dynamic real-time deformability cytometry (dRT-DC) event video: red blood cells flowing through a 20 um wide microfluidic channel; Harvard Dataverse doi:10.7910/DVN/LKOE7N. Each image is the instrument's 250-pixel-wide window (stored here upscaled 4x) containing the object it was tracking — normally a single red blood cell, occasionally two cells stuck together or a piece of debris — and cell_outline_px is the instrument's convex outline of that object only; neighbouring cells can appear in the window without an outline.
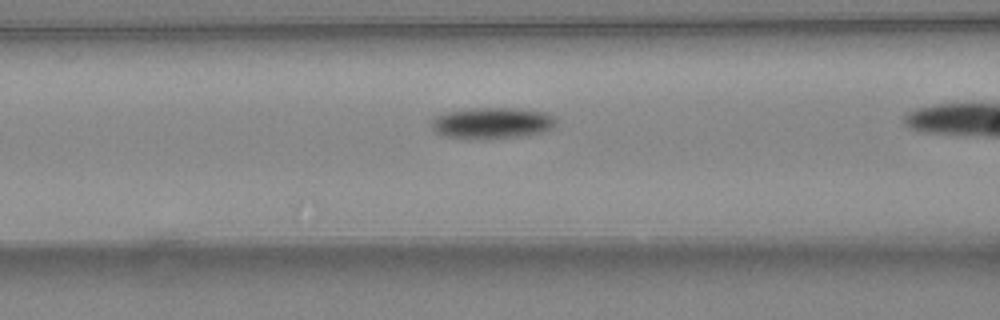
{"species": "common noctule bat (a hibernating species)", "species_latin": "Nyctalus noctula", "temperature_condition": "warm", "stored_images_in_passage": 35, "camera_frame_rate_fps": 3000, "um_per_image_px": 0.085, "animal": {"sex": "female", "body_mass_g": 24.6, "forearm_length_mm": 56.2}, "frame": {"image": 1, "passage_image": 17, "time_ms": 5.333, "image_size_px": [1000, 320], "cell_outline_px": [[556, 120], [552, 128], [540, 132], [520, 136], [440, 136], [432, 128], [432, 120], [436, 116], [444, 112], [472, 108], [516, 108], [544, 112], [552, 116]], "centroid_in_image_um": [41.81, 10.4], "position_along_channel_um": 124.8, "area_um2": 21.62}}
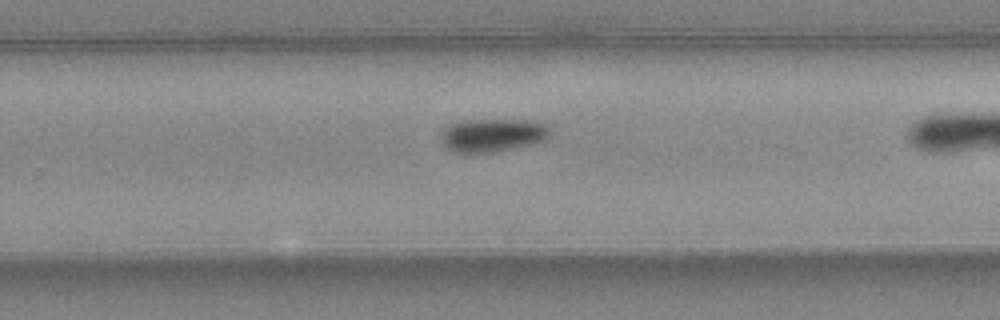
{"frame": {"image": 2, "passage_image": 28, "time_ms": 9.0, "image_size_px": [1000, 320], "cell_outline_px": [[552, 136], [548, 140], [532, 144], [496, 152], [468, 156], [452, 152], [440, 140], [440, 132], [448, 124], [460, 120], [536, 120], [548, 124], [552, 128]], "centroid_in_image_um": [41.89, 11.51], "position_along_channel_um": 287.9, "area_um2": 22.43}}
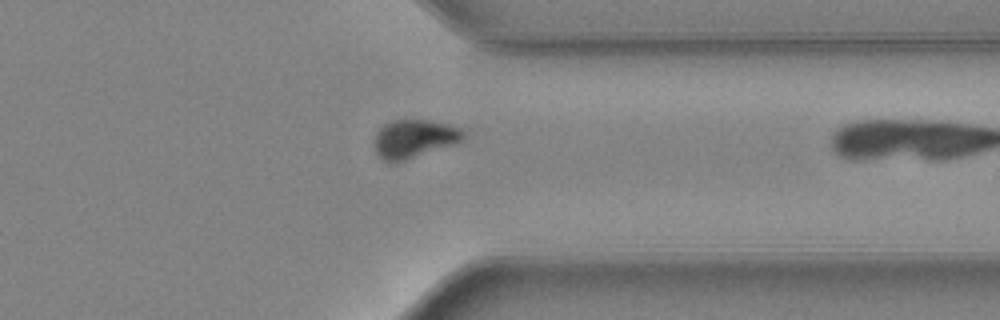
{"frame": {"image": 3, "passage_image": 34, "time_ms": 11.0, "image_size_px": [1000, 320], "cell_outline_px": [[464, 140], [456, 144], [396, 164], [392, 164], [380, 160], [376, 156], [376, 132], [384, 124], [392, 120], [428, 120], [448, 124], [460, 128], [464, 132]], "centroid_in_image_um": [35.2, 11.84], "position_along_channel_um": 376.2, "area_um2": 20.35}}